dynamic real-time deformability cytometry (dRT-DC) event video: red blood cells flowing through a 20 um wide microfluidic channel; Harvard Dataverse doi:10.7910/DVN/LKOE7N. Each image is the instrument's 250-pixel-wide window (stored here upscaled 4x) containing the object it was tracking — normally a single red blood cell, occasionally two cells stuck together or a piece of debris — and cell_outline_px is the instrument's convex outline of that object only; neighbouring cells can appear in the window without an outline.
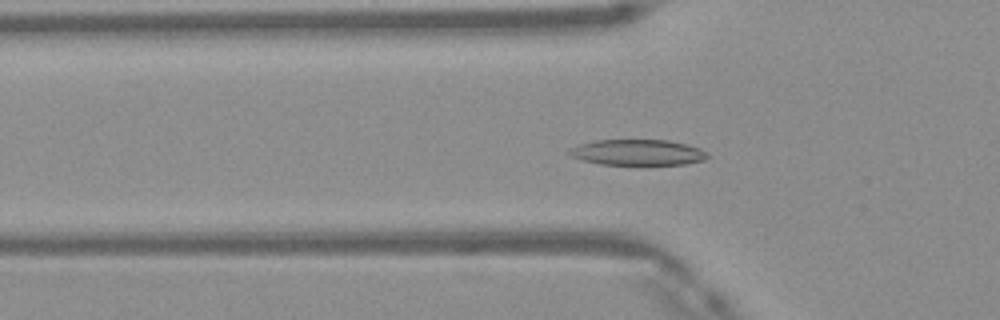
{"species": "Egyptian fruit bat (a non-hibernating species)", "species_latin": "Rousettus aegyptiacus", "temperature_condition": "warm", "stored_images_in_passage": 39, "camera_frame_rate_fps": 3000, "um_per_image_px": 0.085, "frame": {"image": 1, "passage_image": 6, "time_ms": 1.667, "image_size_px": [1000, 320], "cell_outline_px": [[708, 156], [704, 160], [684, 164], [600, 164], [580, 160], [564, 152], [568, 148], [580, 144], [596, 140], [668, 140], [688, 144], [700, 148], [708, 152]], "centroid_in_image_um": [54.17, 12.94], "position_along_channel_um": 71.6, "area_um2": 20.87}}
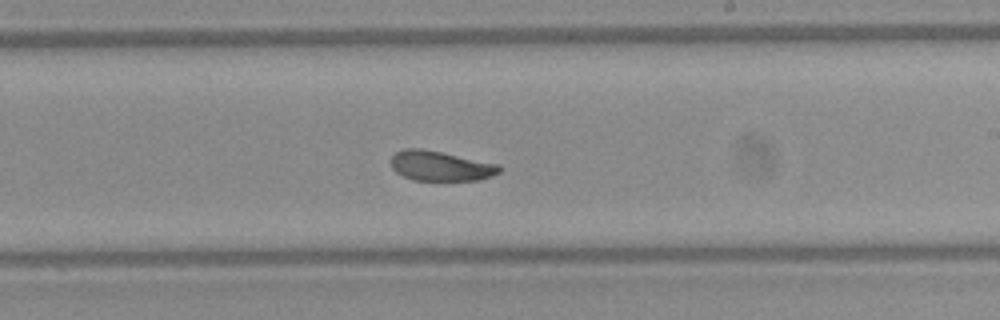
{"frame": {"image": 2, "passage_image": 19, "time_ms": 6.0, "image_size_px": [1000, 320], "cell_outline_px": [[500, 172], [492, 176], [480, 180], [412, 180], [396, 172], [392, 168], [392, 156], [396, 152], [404, 148], [420, 148], [500, 164]], "centroid_in_image_um": [37.45, 14.11], "position_along_channel_um": 251.5, "area_um2": 18.79}}
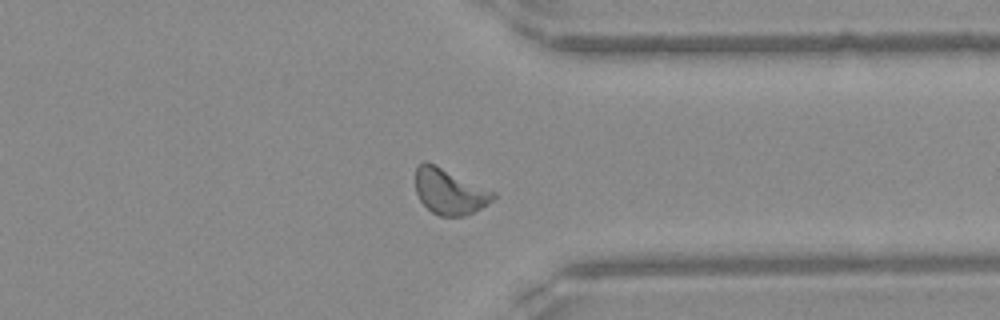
{"frame": {"image": 3, "passage_image": 28, "time_ms": 9.0, "image_size_px": [1000, 320], "cell_outline_px": [[496, 196], [488, 204], [464, 216], [440, 216], [432, 212], [420, 200], [416, 192], [416, 168], [424, 160], [436, 164], [496, 192]], "centroid_in_image_um": [38.21, 16.26], "position_along_channel_um": 373.2, "area_um2": 20.63}, "authors_computed_cell_mechanics": {"area_um2": 20.1144, "velocity_mm_per_s": 4.137, "shape_relaxation_time_tau1_ms": 3.595, "shape_relaxation_time_tau2_ms": 2.879, "deformation_change_tau1": 0.1095, "deformation_change_tau2": 0.0807}}